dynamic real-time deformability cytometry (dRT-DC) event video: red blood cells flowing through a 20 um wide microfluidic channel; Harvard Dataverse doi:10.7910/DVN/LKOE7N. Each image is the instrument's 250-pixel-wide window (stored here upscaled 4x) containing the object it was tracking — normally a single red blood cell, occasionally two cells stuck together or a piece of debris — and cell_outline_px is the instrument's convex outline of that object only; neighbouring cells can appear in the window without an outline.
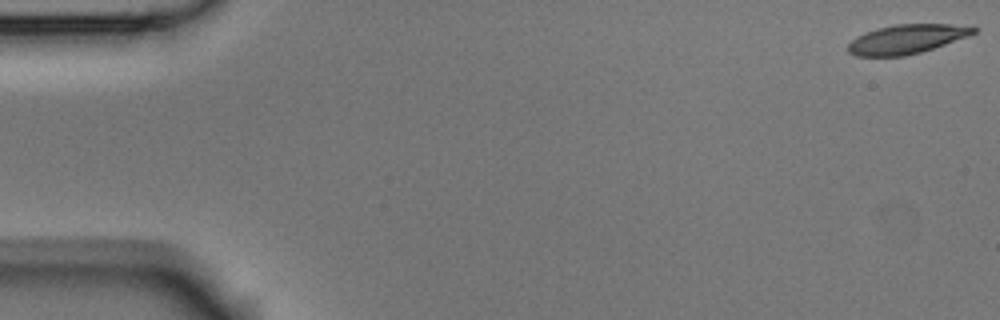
{"species": "Egyptian fruit bat (a non-hibernating species)", "species_latin": "Rousettus aegyptiacus", "temperature_condition": "room temperature", "stored_images_in_passage": 5, "camera_frame_rate_fps": 3000, "um_per_image_px": 0.085, "animal": {"sex": "male"}, "frame": {"image": 1, "passage_image": 1, "time_ms": 0.0, "image_size_px": [1000, 320], "cell_outline_px": [[980, 28], [976, 32], [968, 36], [920, 52], [904, 56], [856, 56], [848, 52], [848, 44], [856, 36], [876, 28], [896, 24], [972, 24]], "centroid_in_image_um": [77.12, 3.3], "position_along_channel_um": 7.9, "area_um2": 21.5}}
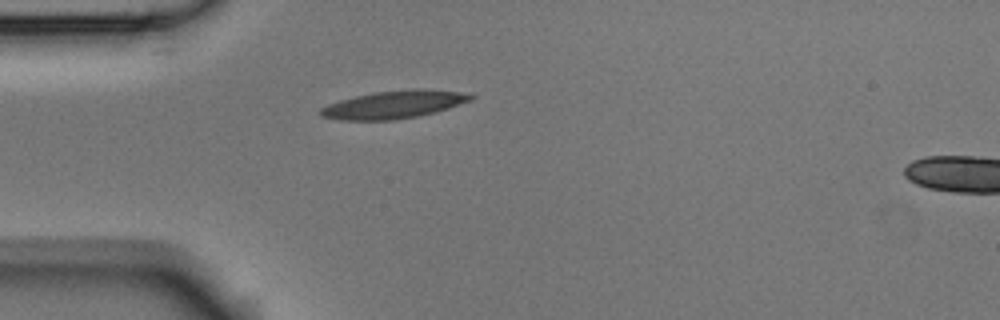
{"frame": {"image": 2, "passage_image": 5, "time_ms": 1.333, "image_size_px": [1000, 320], "cell_outline_px": [[476, 96], [472, 100], [448, 108], [416, 116], [392, 120], [340, 120], [320, 116], [320, 108], [328, 104], [340, 100], [356, 96], [376, 92], [412, 88], [420, 88], [460, 92]], "centroid_in_image_um": [33.46, 8.88], "position_along_channel_um": 51.5, "area_um2": 24.1}}